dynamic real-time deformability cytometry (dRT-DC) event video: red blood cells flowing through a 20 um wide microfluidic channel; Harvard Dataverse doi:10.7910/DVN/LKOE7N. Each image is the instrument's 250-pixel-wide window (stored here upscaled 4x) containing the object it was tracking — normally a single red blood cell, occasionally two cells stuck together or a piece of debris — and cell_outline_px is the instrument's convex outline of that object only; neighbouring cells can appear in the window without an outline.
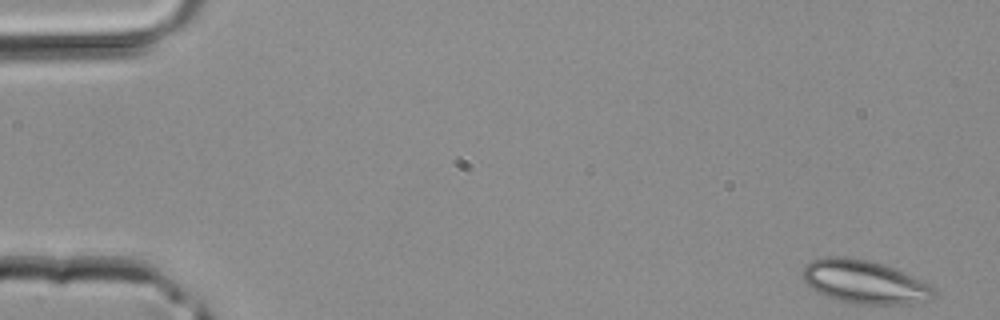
{"species": "common noctule bat (a hibernating species)", "species_latin": "Nyctalus noctula", "temperature_condition": "room temperature", "stored_images_in_passage": 41, "camera_frame_rate_fps": 3000, "um_per_image_px": 0.085, "animal": {"sex": "male", "body_mass_g": 20.4}, "frame": {"image": 1, "passage_image": 1, "time_ms": 0.0, "image_size_px": [1000, 320], "cell_outline_px": [[936, 296], [932, 300], [924, 304], [860, 304], [836, 300], [816, 292], [804, 280], [804, 264], [812, 260], [824, 256], [844, 256], [868, 260], [884, 264], [920, 280], [936, 288]], "centroid_in_image_um": [73.53, 23.98], "position_along_channel_um": 11.5, "area_um2": 33.47}}
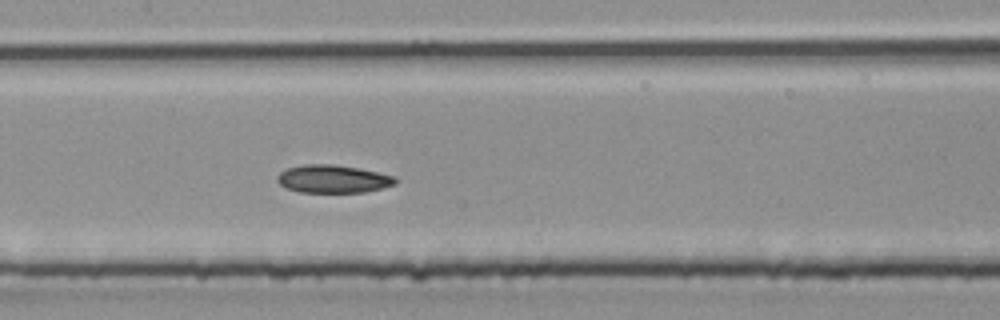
{"frame": {"image": 2, "passage_image": 20, "time_ms": 6.333, "image_size_px": [1000, 320], "cell_outline_px": [[396, 184], [364, 192], [300, 192], [288, 188], [280, 184], [276, 180], [276, 176], [280, 172], [288, 168], [304, 164], [332, 164], [360, 168], [396, 176]], "centroid_in_image_um": [28.3, 15.2], "position_along_channel_um": 179.1, "area_um2": 19.19}}
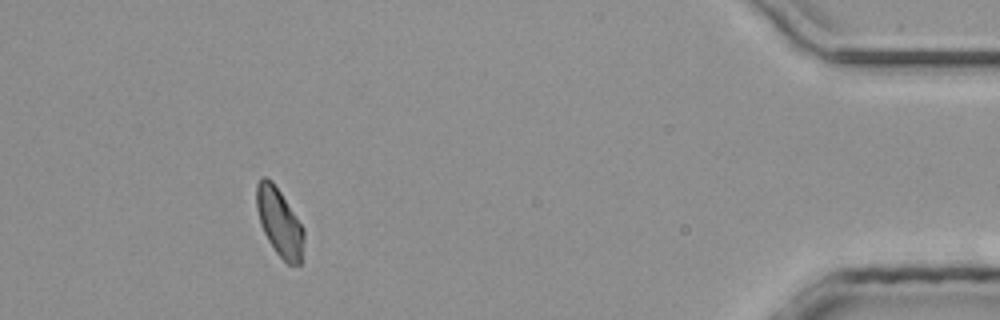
{"frame": {"image": 3, "passage_image": 38, "time_ms": 12.333, "image_size_px": [1000, 320], "cell_outline_px": [[304, 240], [300, 264], [288, 264], [276, 252], [268, 240], [264, 232], [256, 208], [256, 184], [260, 176], [264, 176], [272, 180], [304, 228]], "centroid_in_image_um": [23.74, 18.85], "position_along_channel_um": 411.5, "area_um2": 18.55}}